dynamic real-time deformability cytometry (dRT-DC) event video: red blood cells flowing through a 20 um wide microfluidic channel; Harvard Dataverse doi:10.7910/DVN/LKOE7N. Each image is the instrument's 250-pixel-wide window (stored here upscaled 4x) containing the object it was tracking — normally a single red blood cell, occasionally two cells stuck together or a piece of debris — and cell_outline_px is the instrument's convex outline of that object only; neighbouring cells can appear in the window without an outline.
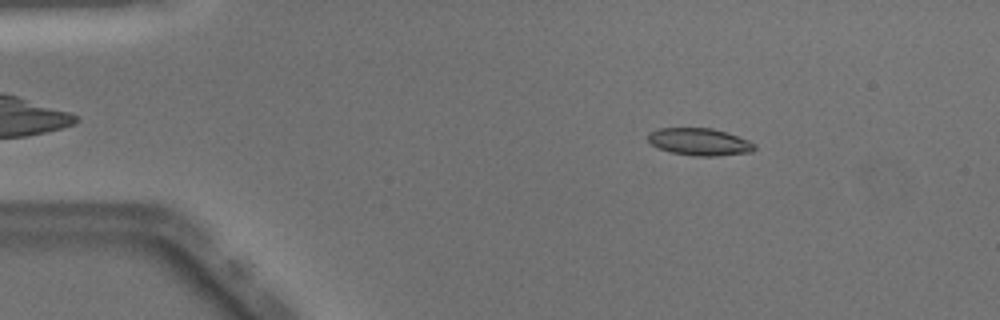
{"species": "Egyptian fruit bat (a non-hibernating species)", "species_latin": "Rousettus aegyptiacus", "temperature_condition": "warm", "stored_images_in_passage": 49, "camera_frame_rate_fps": 3000, "um_per_image_px": 0.085, "animal": {"sex": "male"}, "frame": {"image": 1, "passage_image": 7, "time_ms": 2.0, "image_size_px": [1000, 320], "cell_outline_px": [[756, 148], [752, 152], [716, 156], [692, 156], [668, 152], [652, 144], [648, 140], [648, 132], [656, 128], [712, 128], [748, 140], [756, 144]], "centroid_in_image_um": [59.44, 12.06], "position_along_channel_um": 25.6, "area_um2": 16.99}}
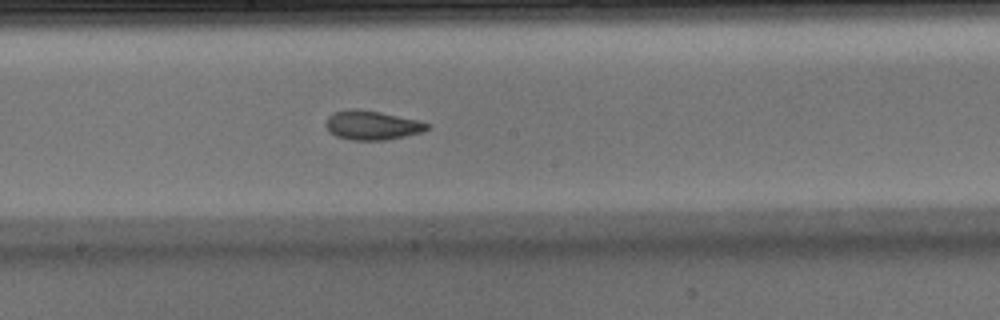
{"frame": {"image": 2, "passage_image": 26, "time_ms": 8.333, "image_size_px": [1000, 320], "cell_outline_px": [[432, 124], [424, 132], [384, 140], [352, 140], [336, 136], [328, 132], [324, 124], [328, 116], [332, 112], [352, 108], [380, 112], [420, 120]], "centroid_in_image_um": [31.61, 10.64], "position_along_channel_um": 216.6, "area_um2": 17.46}}
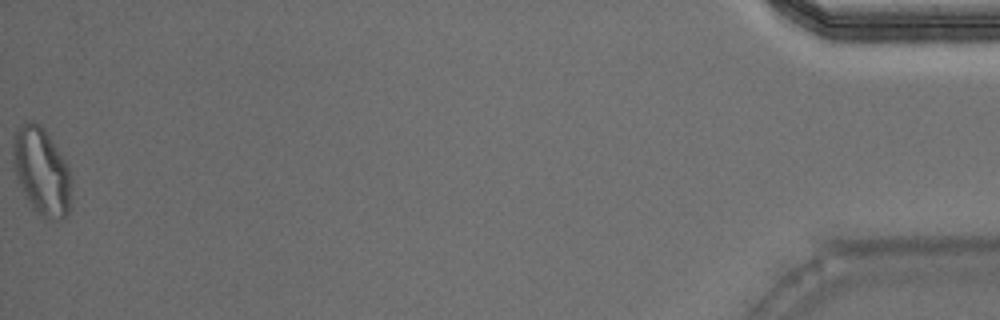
{"frame": {"image": 3, "passage_image": 49, "time_ms": 16.0, "image_size_px": [1000, 320], "cell_outline_px": [[72, 184], [68, 212], [64, 216], [44, 216], [36, 212], [24, 192], [16, 176], [12, 164], [12, 144], [16, 132], [24, 124], [32, 120], [40, 124], [48, 132], [68, 164], [72, 176]], "centroid_in_image_um": [3.55, 14.48], "position_along_channel_um": 431.7, "area_um2": 29.36}, "authors_computed_cell_mechanics": {"area_um2": 17.2822, "velocity_mm_per_s": 4.0763, "shape_relaxation_time_tau1_ms": null, "shape_relaxation_time_tau2_ms": 1.7024, "deformation_change_tau1": null, "deformation_change_tau2": 0.0715}}